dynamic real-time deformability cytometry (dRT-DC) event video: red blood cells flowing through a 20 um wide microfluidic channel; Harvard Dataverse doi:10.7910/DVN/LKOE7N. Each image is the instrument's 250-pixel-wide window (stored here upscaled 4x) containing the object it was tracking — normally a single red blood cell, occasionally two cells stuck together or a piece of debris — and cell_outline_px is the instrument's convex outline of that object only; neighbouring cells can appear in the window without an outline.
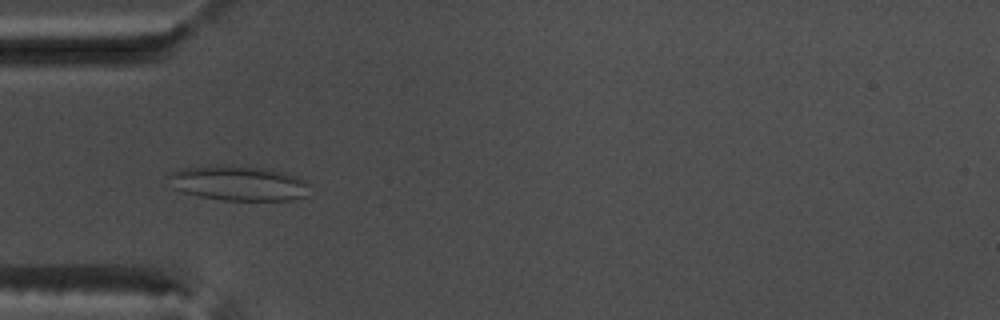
{"species": "common noctule bat (a hibernating species)", "species_latin": "Nyctalus noctula", "temperature_condition": "warm", "stored_images_in_passage": 50, "camera_frame_rate_fps": 3000, "um_per_image_px": 0.085, "animal": {"sex": "male", "body_mass_g": 17.5, "forearm_length_mm": 52.3}, "frame": {"image": 1, "passage_image": 13, "time_ms": 4.0, "image_size_px": [1000, 320], "cell_outline_px": [[304, 196], [292, 200], [224, 200], [200, 196], [184, 192], [176, 188], [168, 176], [172, 172], [180, 168], [212, 164], [228, 164], [268, 168], [284, 172], [296, 176], [304, 180]], "centroid_in_image_um": [20.22, 15.53], "position_along_channel_um": 64.8, "area_um2": 28.5}}
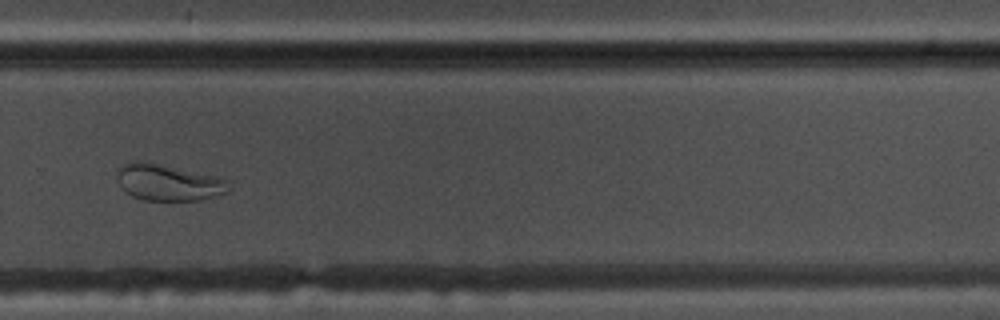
{"frame": {"image": 2, "passage_image": 33, "time_ms": 10.667, "image_size_px": [1000, 320], "cell_outline_px": [[228, 192], [200, 200], [144, 200], [132, 196], [124, 192], [120, 188], [116, 180], [116, 176], [120, 168], [124, 164], [132, 160], [140, 160], [224, 176], [228, 188]], "centroid_in_image_um": [14.29, 15.49], "position_along_channel_um": 315.5, "area_um2": 24.16}}
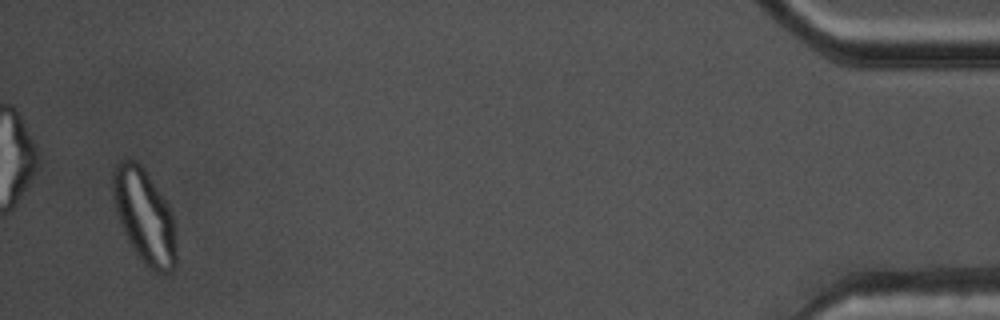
{"frame": {"image": 3, "passage_image": 48, "time_ms": 15.667, "image_size_px": [1000, 320], "cell_outline_px": [[176, 268], [172, 272], [152, 272], [140, 260], [128, 240], [120, 224], [112, 200], [112, 172], [116, 164], [120, 160], [136, 160], [144, 168], [168, 204], [172, 212], [176, 248]], "centroid_in_image_um": [12.26, 18.39], "position_along_channel_um": 422.9, "area_um2": 35.08}}